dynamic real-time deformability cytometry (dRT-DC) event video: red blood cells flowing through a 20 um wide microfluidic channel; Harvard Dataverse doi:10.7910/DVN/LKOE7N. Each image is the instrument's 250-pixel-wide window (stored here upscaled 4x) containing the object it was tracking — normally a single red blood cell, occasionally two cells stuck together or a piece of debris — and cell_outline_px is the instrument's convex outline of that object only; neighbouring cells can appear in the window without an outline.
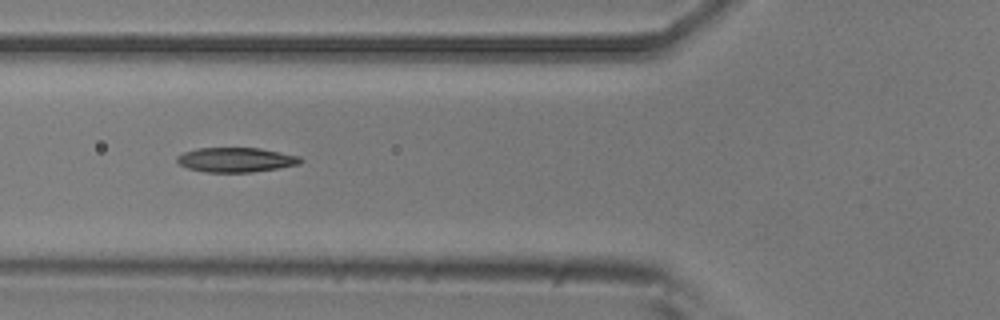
{"species": "common noctule bat (a hibernating species)", "species_latin": "Nyctalus noctula", "temperature_condition": "room temperature", "stored_images_in_passage": 5, "camera_frame_rate_fps": 3000, "um_per_image_px": 0.085, "animal": {"sex": "male", "body_mass_g": 20.5, "forearm_length_mm": 52.5}, "frame": {"image": 1, "passage_image": 4, "time_ms": 4.0, "image_size_px": [1000, 320], "cell_outline_px": [[304, 160], [300, 164], [252, 172], [208, 172], [188, 168], [180, 164], [176, 160], [176, 156], [184, 152], [196, 148], [260, 148], [300, 156]], "centroid_in_image_um": [20.06, 13.57], "position_along_channel_um": 105.7, "area_um2": 17.63}}
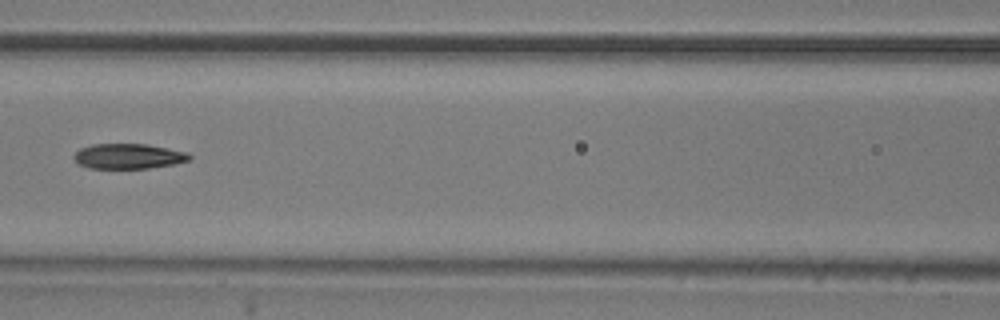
{"frame": {"image": 2, "passage_image": 5, "time_ms": 5.333, "image_size_px": [1000, 320], "cell_outline_px": [[192, 156], [188, 160], [172, 164], [148, 168], [88, 168], [80, 164], [72, 156], [80, 148], [92, 144], [148, 144], [188, 152]], "centroid_in_image_um": [10.91, 13.27], "position_along_channel_um": 155.7, "area_um2": 16.82}}